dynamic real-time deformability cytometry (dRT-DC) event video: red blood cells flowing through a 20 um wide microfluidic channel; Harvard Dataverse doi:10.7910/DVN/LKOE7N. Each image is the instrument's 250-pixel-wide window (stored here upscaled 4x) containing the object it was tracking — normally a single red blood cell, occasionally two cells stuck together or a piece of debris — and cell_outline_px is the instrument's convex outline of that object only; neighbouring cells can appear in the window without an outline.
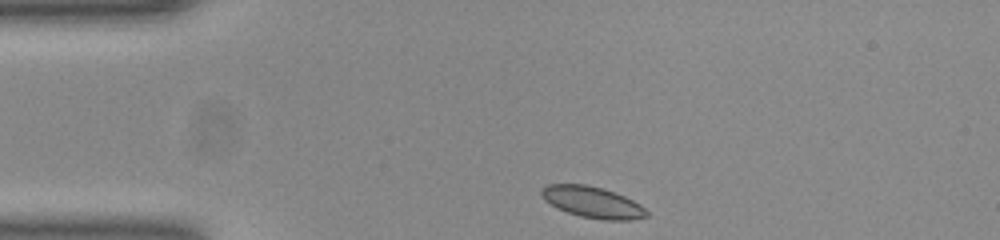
{"species": "common noctule bat (a hibernating species)", "species_latin": "Nyctalus noctula", "temperature_condition": "room temperature", "stored_images_in_passage": 34, "camera_frame_rate_fps": 3000, "um_per_image_px": 0.085, "animal": {"sex": "female", "body_mass_g": 23.0, "forearm_length_mm": 53.4}, "frame": {"image": 1, "passage_image": 1, "time_ms": 0.0, "image_size_px": [1000, 240], "cell_outline_px": [[648, 216], [628, 220], [604, 220], [580, 216], [568, 212], [544, 200], [540, 192], [548, 184], [584, 184], [600, 188], [624, 196], [640, 204], [648, 212]], "centroid_in_image_um": [50.37, 17.19], "position_along_channel_um": 34.6, "area_um2": 18.73}}
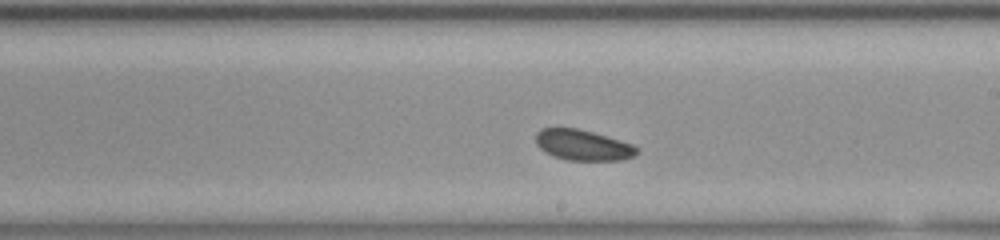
{"frame": {"image": 2, "passage_image": 20, "time_ms": 6.333, "image_size_px": [1000, 240], "cell_outline_px": [[640, 152], [636, 156], [624, 160], [568, 160], [552, 156], [544, 152], [536, 144], [536, 132], [540, 128], [576, 128], [592, 132], [632, 144], [640, 148]], "centroid_in_image_um": [49.56, 12.34], "position_along_channel_um": 239.4, "area_um2": 18.21}}
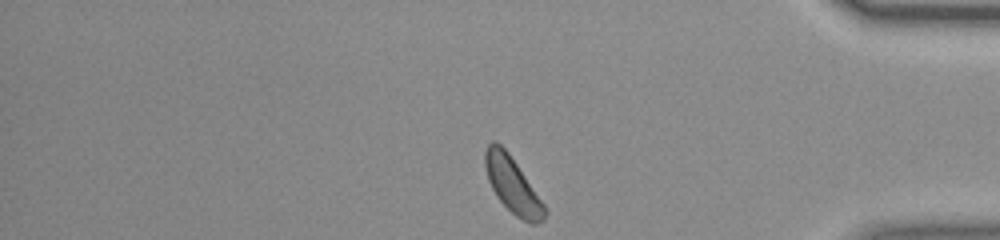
{"frame": {"image": 3, "passage_image": 34, "time_ms": 11.0, "image_size_px": [1000, 240], "cell_outline_px": [[548, 212], [544, 220], [536, 224], [532, 224], [516, 216], [496, 196], [488, 180], [484, 164], [484, 152], [488, 144], [492, 140], [496, 140], [508, 152], [548, 208]], "centroid_in_image_um": [43.58, 15.73], "position_along_channel_um": 391.6, "area_um2": 19.48}, "authors_computed_cell_mechanics": {"area_um2": 18.6116, "velocity_mm_per_s": 3.8514, "shape_relaxation_time_tau1_ms": 1.5739, "shape_relaxation_time_tau2_ms": null, "deformation_change_tau1": 0.0366, "deformation_change_tau2": null}}